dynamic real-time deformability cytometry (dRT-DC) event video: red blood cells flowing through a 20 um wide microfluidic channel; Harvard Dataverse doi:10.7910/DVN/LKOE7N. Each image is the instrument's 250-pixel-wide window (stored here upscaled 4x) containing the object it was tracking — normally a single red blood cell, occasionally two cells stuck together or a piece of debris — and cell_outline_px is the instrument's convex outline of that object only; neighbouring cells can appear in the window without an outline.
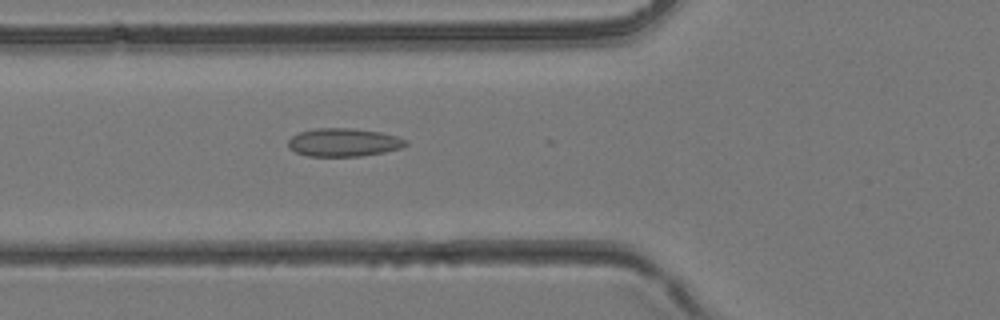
{"species": "common noctule bat (a hibernating species)", "species_latin": "Nyctalus noctula", "temperature_condition": "room temperature", "stored_images_in_passage": 19, "camera_frame_rate_fps": 3000, "um_per_image_px": 0.085, "animal": {"sex": "female", "body_mass_g": 24.6, "forearm_length_mm": 56.2}, "frame": {"image": 1, "passage_image": 10, "time_ms": 3.0, "image_size_px": [1000, 320], "cell_outline_px": [[408, 144], [404, 148], [384, 152], [360, 156], [308, 156], [296, 152], [288, 148], [288, 140], [292, 136], [300, 132], [316, 128], [352, 128], [380, 132], [396, 136], [408, 140]], "centroid_in_image_um": [29.23, 12.1], "position_along_channel_um": 96.6, "area_um2": 19.42}}
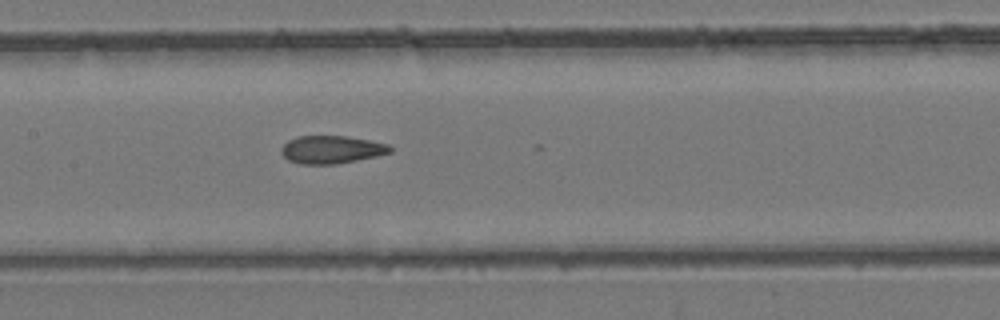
{"frame": {"image": 2, "passage_image": 15, "time_ms": 4.667, "image_size_px": [1000, 320], "cell_outline_px": [[392, 152], [376, 156], [336, 164], [300, 164], [288, 160], [280, 152], [280, 148], [288, 140], [296, 136], [344, 136], [368, 140], [388, 144], [392, 148]], "centroid_in_image_um": [28.14, 12.71], "position_along_channel_um": 179.3, "area_um2": 17.63}}
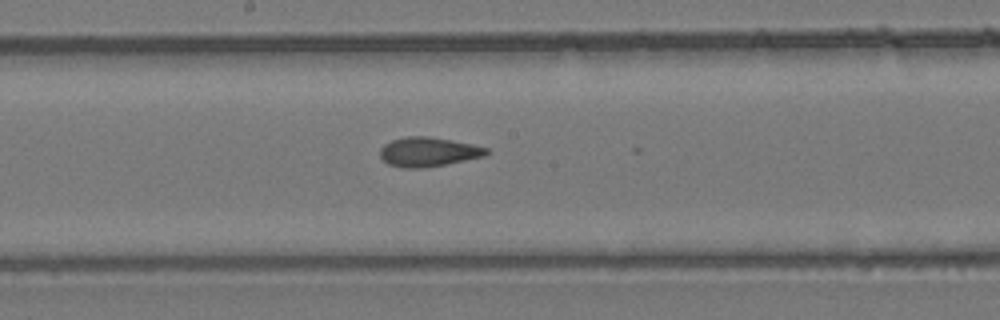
{"frame": {"image": 3, "passage_image": 17, "time_ms": 5.333, "image_size_px": [1000, 320], "cell_outline_px": [[492, 152], [484, 156], [424, 168], [404, 168], [388, 164], [380, 156], [380, 148], [384, 144], [392, 140], [404, 136], [428, 136], [472, 144], [488, 148]], "centroid_in_image_um": [36.4, 12.9], "position_along_channel_um": 211.8, "area_um2": 18.15}}